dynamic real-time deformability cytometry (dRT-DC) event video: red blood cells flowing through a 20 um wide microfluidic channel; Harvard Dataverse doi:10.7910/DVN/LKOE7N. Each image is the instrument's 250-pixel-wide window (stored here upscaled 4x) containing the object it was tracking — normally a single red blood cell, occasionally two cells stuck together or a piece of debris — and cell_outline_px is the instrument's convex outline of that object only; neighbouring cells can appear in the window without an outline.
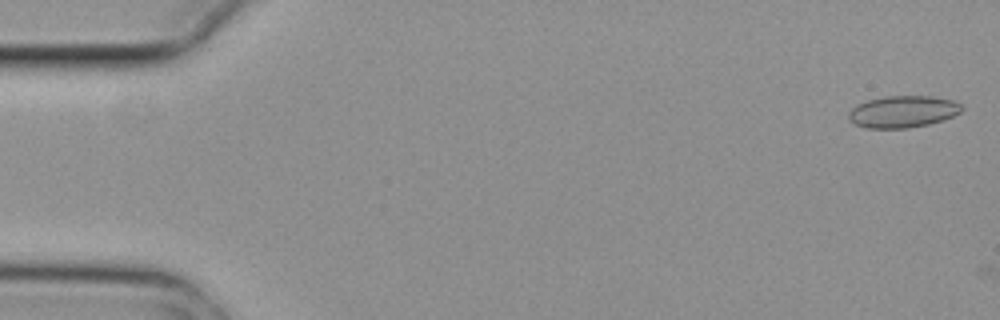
{"species": "common noctule bat (a hibernating species)", "species_latin": "Nyctalus noctula", "temperature_condition": "cold", "stored_images_in_passage": 2, "camera_frame_rate_fps": 3000, "um_per_image_px": 0.085, "animal": {"sex": "female", "body_mass_g": 29.2, "forearm_length_mm": 56.3}, "frame": {"image": 1, "passage_image": 1, "time_ms": 0.0, "image_size_px": [1000, 320], "cell_outline_px": [[964, 108], [960, 112], [952, 116], [928, 124], [908, 128], [868, 128], [856, 124], [848, 120], [848, 112], [856, 104], [868, 100], [884, 96], [932, 96], [952, 100], [960, 104]], "centroid_in_image_um": [76.71, 9.48], "position_along_channel_um": 8.3, "area_um2": 20.92}}